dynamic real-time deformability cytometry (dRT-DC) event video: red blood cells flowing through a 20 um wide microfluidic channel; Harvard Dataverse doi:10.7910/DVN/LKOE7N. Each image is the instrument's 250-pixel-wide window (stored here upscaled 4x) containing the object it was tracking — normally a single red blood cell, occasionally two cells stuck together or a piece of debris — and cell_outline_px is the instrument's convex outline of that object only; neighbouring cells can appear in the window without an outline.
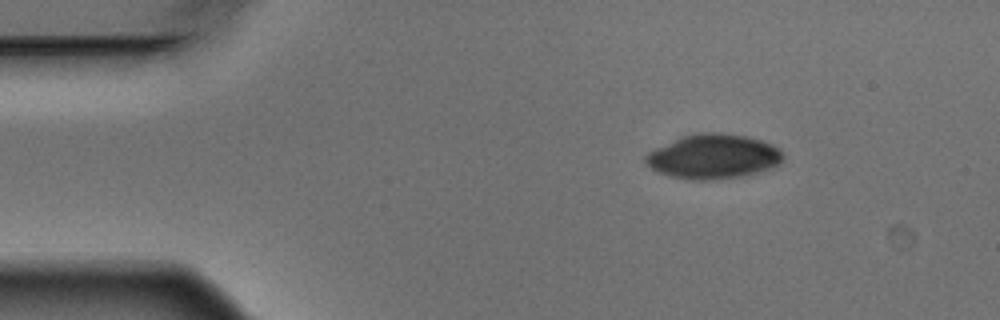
{"species": "Egyptian fruit bat (a non-hibernating species)", "species_latin": "Rousettus aegyptiacus", "temperature_condition": "warm", "stored_images_in_passage": 3, "camera_frame_rate_fps": 3000, "um_per_image_px": 0.085, "animal": {"sex": "male"}, "frame": {"image": 1, "passage_image": 1, "time_ms": 0.0, "image_size_px": [1000, 320], "cell_outline_px": [[784, 160], [780, 164], [760, 172], [744, 176], [712, 180], [688, 180], [656, 172], [644, 164], [644, 156], [648, 152], [680, 136], [700, 132], [720, 132], [744, 136], [760, 140], [772, 144], [780, 148], [784, 152]], "centroid_in_image_um": [60.63, 13.31], "position_along_channel_um": 24.4, "area_um2": 36.24}}